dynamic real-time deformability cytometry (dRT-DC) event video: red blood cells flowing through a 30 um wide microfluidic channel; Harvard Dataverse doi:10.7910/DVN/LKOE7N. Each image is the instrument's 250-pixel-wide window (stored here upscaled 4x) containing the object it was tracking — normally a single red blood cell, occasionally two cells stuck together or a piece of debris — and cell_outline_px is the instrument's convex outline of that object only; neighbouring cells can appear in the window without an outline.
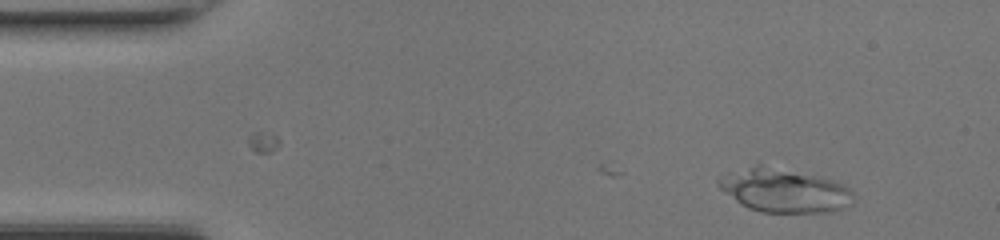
{"species": "common noctule bat (a hibernating species)", "species_latin": "Nyctalus noctula", "temperature_condition": "room temperature", "stored_images_in_passage": 37, "camera_frame_rate_fps": 3000, "um_per_image_px": 0.085, "animal": {"sex": "female", "body_mass_g": 17.0, "forearm_length_mm": 48.0}, "frame": {"image": 1, "passage_image": 1, "time_ms": 0.0, "image_size_px": [1000, 240], "cell_outline_px": [[856, 200], [844, 208], [836, 212], [760, 212], [748, 208], [740, 204], [724, 192], [716, 184], [716, 180], [728, 172], [756, 164], [760, 164], [832, 180], [848, 188], [852, 192]], "centroid_in_image_um": [66.63, 16.2], "position_along_channel_um": 18.4, "area_um2": 34.22}}